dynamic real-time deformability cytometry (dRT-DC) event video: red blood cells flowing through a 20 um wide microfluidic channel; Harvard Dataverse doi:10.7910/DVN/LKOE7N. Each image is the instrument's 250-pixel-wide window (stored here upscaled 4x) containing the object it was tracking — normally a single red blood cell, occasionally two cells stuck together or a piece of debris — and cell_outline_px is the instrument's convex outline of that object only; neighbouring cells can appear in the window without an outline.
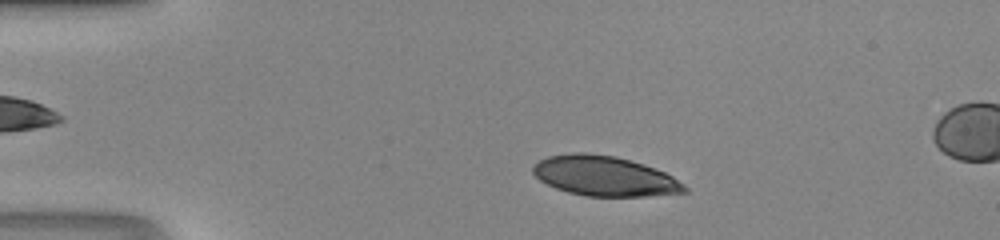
{"species": "human", "species_latin": "Homo sapiens", "temperature_condition": "room temperature", "stored_images_in_passage": 42, "camera_frame_rate_fps": 3000, "um_per_image_px": 0.085, "donor": {"sex": "male"}, "frame": {"image": 1, "passage_image": 5, "time_ms": 1.333, "image_size_px": [1000, 240], "cell_outline_px": [[688, 192], [648, 196], [584, 196], [568, 192], [556, 188], [540, 180], [532, 172], [532, 168], [540, 160], [548, 156], [572, 152], [584, 152], [612, 156], [644, 164], [664, 172], [672, 176], [684, 184], [688, 188]], "centroid_in_image_um": [51.39, 14.97], "position_along_channel_um": 33.6, "area_um2": 35.08}}
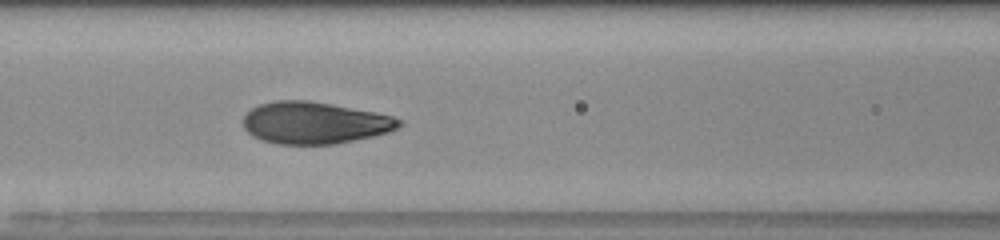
{"frame": {"image": 2, "passage_image": 16, "time_ms": 5.0, "image_size_px": [1000, 240], "cell_outline_px": [[404, 124], [388, 132], [372, 136], [336, 144], [276, 144], [252, 136], [244, 128], [244, 116], [252, 108], [260, 104], [276, 100], [304, 100], [328, 104], [372, 112], [392, 116], [404, 120]], "centroid_in_image_um": [26.73, 10.45], "position_along_channel_um": 139.9, "area_um2": 37.69}}
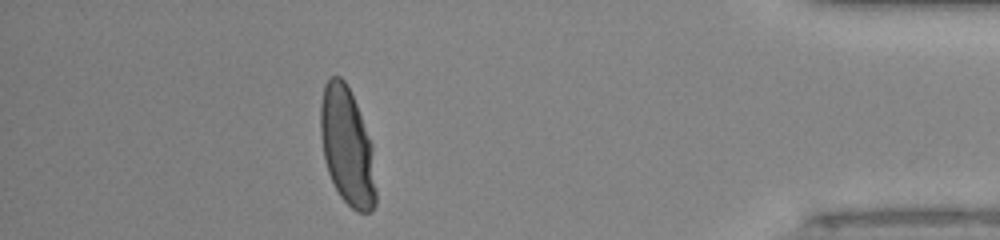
{"frame": {"image": 3, "passage_image": 37, "time_ms": 12.0, "image_size_px": [1000, 240], "cell_outline_px": [[376, 204], [372, 212], [356, 212], [340, 196], [328, 172], [324, 160], [320, 136], [320, 104], [324, 84], [332, 76], [340, 76], [344, 80], [356, 104], [372, 144], [376, 192]], "centroid_in_image_um": [29.5, 12.47], "position_along_channel_um": 405.7, "area_um2": 37.97}}